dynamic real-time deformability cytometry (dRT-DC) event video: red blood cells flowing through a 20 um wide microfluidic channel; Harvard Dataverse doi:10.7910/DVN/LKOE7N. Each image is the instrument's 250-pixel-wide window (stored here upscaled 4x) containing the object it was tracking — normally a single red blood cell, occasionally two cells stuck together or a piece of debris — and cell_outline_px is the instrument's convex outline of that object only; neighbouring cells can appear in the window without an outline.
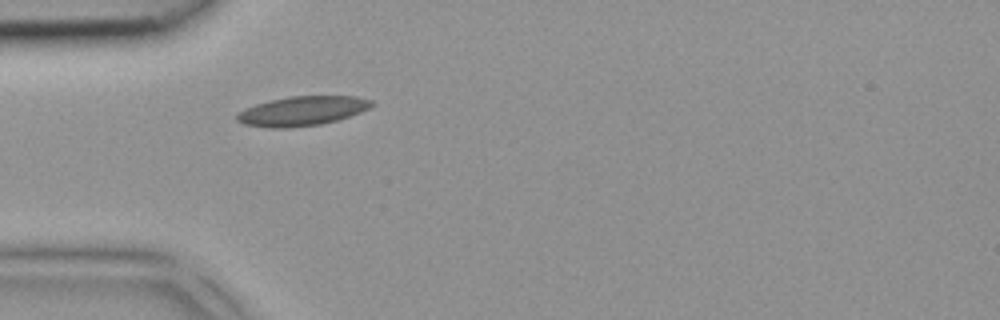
{"species": "common noctule bat (a hibernating species)", "species_latin": "Nyctalus noctula", "temperature_condition": "room temperature", "stored_images_in_passage": 1, "camera_frame_rate_fps": 3000, "um_per_image_px": 0.085, "animal": {"sex": "female", "body_mass_g": 18.4}, "frame": {"image": 1, "passage_image": 1, "time_ms": 0.0, "image_size_px": [1000, 320], "cell_outline_px": [[376, 104], [360, 112], [336, 120], [320, 124], [288, 128], [268, 128], [244, 124], [236, 120], [236, 112], [256, 104], [268, 100], [288, 96], [356, 96], [372, 100]], "centroid_in_image_um": [25.65, 9.43], "position_along_channel_um": 59.3, "area_um2": 23.18}}